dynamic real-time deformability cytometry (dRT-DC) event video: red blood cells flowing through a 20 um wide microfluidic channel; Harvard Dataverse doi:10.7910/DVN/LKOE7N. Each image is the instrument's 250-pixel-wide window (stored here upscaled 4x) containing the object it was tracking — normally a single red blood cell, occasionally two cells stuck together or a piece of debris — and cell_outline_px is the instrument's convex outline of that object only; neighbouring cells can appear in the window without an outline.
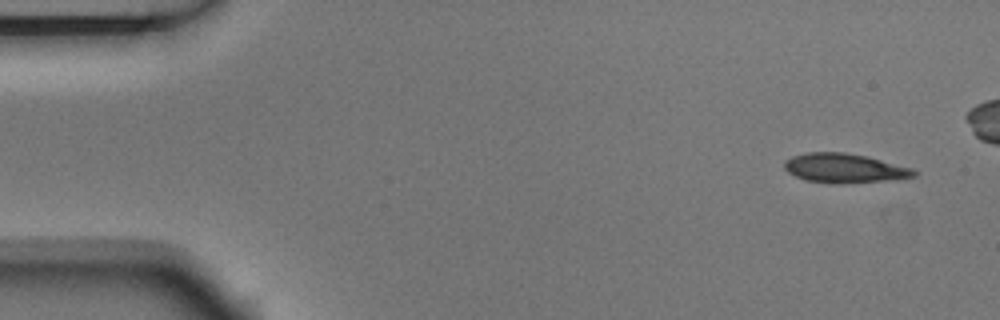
{"species": "Egyptian fruit bat (a non-hibernating species)", "species_latin": "Rousettus aegyptiacus", "temperature_condition": "room temperature", "stored_images_in_passage": 5, "camera_frame_rate_fps": 3000, "um_per_image_px": 0.085, "animal": {"sex": "male"}, "frame": {"image": 1, "passage_image": 1, "time_ms": 0.0, "image_size_px": [1000, 320], "cell_outline_px": [[916, 176], [880, 180], [804, 180], [788, 172], [784, 168], [784, 160], [792, 156], [808, 152], [844, 152], [868, 156], [912, 168], [916, 172]], "centroid_in_image_um": [71.73, 14.22], "position_along_channel_um": 13.3, "area_um2": 20.81}}